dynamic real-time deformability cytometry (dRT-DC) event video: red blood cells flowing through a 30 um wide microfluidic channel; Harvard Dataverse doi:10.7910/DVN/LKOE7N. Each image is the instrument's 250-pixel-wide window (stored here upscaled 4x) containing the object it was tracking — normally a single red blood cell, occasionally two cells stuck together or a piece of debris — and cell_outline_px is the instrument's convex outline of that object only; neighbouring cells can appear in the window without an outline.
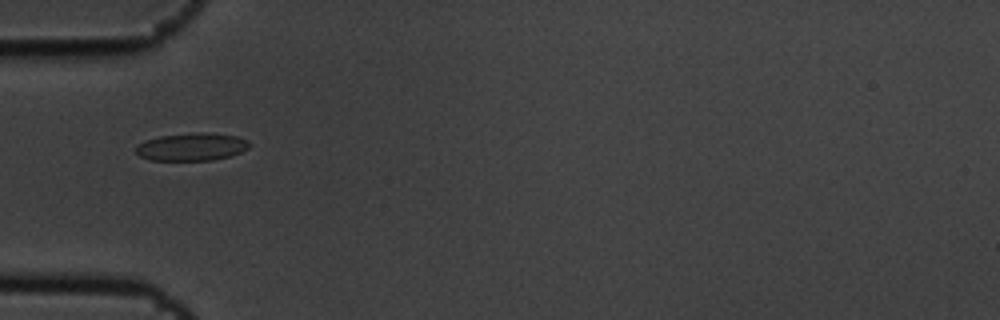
{"species": "common noctule bat (a hibernating species)", "species_latin": "Nyctalus noctula", "temperature_condition": "cold", "stored_images_in_passage": 10, "camera_frame_rate_fps": 3000, "um_per_image_px": 0.085, "animal": {"sex": "male", "body_mass_g": 19.5, "forearm_length_mm": 54.6}, "frame": {"image": 1, "passage_image": 6, "time_ms": 1.667, "image_size_px": [1000, 320], "cell_outline_px": [[252, 144], [248, 148], [232, 156], [212, 160], [152, 160], [140, 156], [136, 152], [136, 144], [144, 140], [160, 136], [196, 132], [208, 132], [236, 136], [248, 140]], "centroid_in_image_um": [16.31, 12.47], "position_along_channel_um": 68.7, "area_um2": 18.5}}
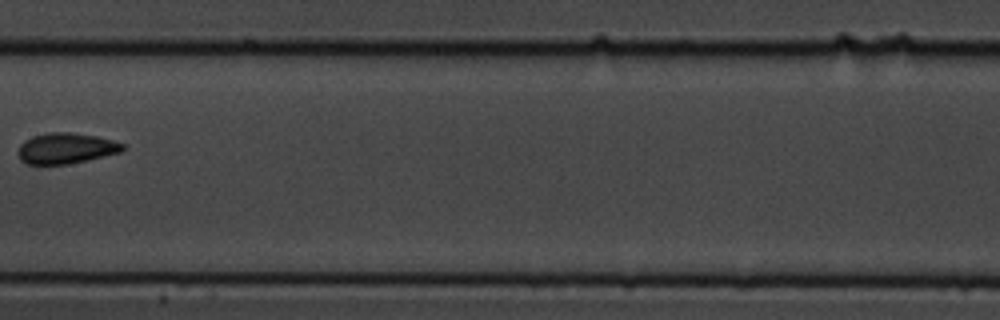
{"frame": {"image": 2, "passage_image": 9, "time_ms": 2.667, "image_size_px": [1000, 320], "cell_outline_px": [[124, 148], [120, 152], [88, 160], [68, 164], [24, 164], [20, 160], [16, 152], [20, 144], [24, 140], [32, 136], [48, 132], [72, 132], [96, 136], [112, 140], [124, 144]], "centroid_in_image_um": [5.55, 12.6], "position_along_channel_um": 201.9, "area_um2": 18.9}}
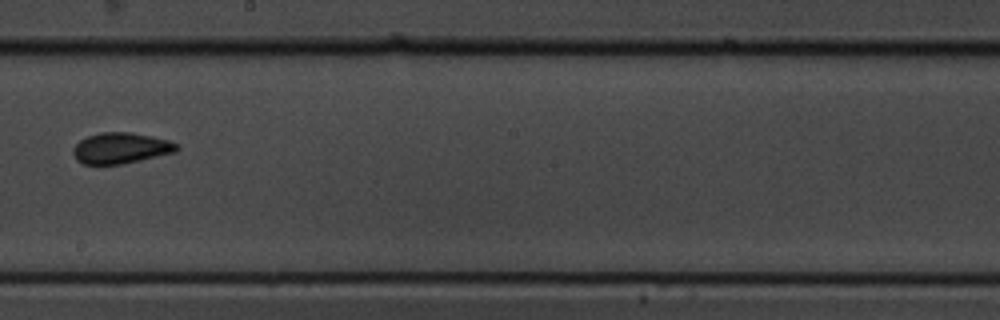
{"frame": {"image": 3, "passage_image": 10, "time_ms": 3.0, "image_size_px": [1000, 320], "cell_outline_px": [[180, 148], [176, 152], [140, 160], [120, 164], [84, 164], [76, 160], [72, 152], [72, 148], [80, 140], [88, 136], [100, 132], [132, 132], [152, 136], [168, 140], [176, 144]], "centroid_in_image_um": [10.25, 12.58], "position_along_channel_um": 237.9, "area_um2": 18.67}}